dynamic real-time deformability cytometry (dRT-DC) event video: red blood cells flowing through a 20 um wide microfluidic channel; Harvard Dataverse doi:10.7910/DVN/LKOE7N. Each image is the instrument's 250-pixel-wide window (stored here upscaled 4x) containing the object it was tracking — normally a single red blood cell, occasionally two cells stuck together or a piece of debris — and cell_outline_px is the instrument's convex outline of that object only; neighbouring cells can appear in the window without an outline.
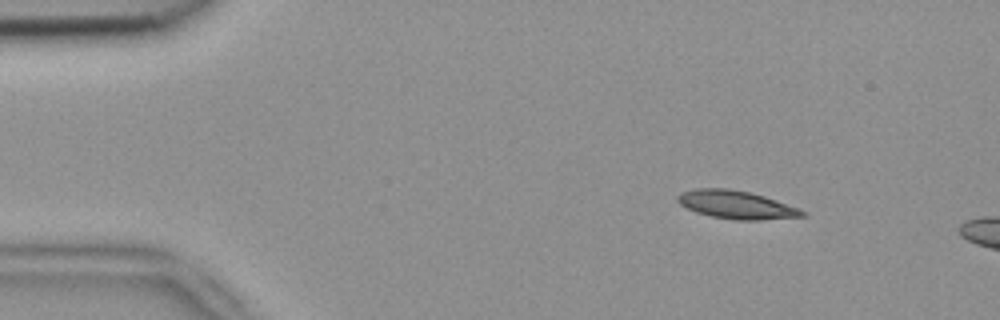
{"species": "common noctule bat (a hibernating species)", "species_latin": "Nyctalus noctula", "temperature_condition": "room temperature", "stored_images_in_passage": 3, "camera_frame_rate_fps": 3000, "um_per_image_px": 0.085, "animal": {"sex": "female", "body_mass_g": 18.4}, "frame": {"image": 1, "passage_image": 1, "time_ms": 0.0, "image_size_px": [1000, 320], "cell_outline_px": [[808, 216], [760, 220], [736, 220], [712, 216], [696, 212], [680, 204], [676, 200], [676, 196], [680, 192], [696, 188], [728, 188], [748, 192], [764, 196], [800, 208], [808, 212]], "centroid_in_image_um": [62.61, 17.4], "position_along_channel_um": 22.4, "area_um2": 20.58}}